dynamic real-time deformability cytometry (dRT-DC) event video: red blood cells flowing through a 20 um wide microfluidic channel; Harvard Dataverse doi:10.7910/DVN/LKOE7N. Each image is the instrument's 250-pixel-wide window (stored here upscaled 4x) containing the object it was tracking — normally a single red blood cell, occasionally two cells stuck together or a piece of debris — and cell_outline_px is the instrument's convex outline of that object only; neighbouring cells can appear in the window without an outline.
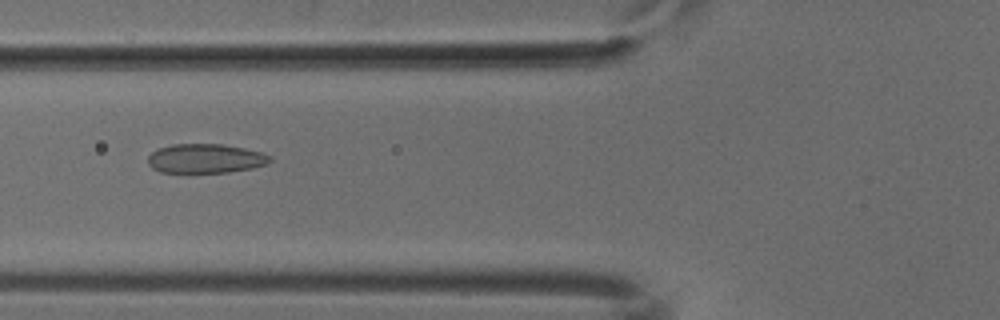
{"species": "common noctule bat (a hibernating species)", "species_latin": "Nyctalus noctula", "temperature_condition": "cold", "stored_images_in_passage": 52, "camera_frame_rate_fps": 3000, "um_per_image_px": 0.085, "animal": {"sex": "male", "body_mass_g": 18.8}, "frame": {"image": 1, "passage_image": 20, "time_ms": 6.333, "image_size_px": [1000, 320], "cell_outline_px": [[272, 160], [264, 164], [252, 168], [228, 172], [160, 172], [152, 168], [148, 164], [148, 156], [152, 152], [160, 148], [172, 144], [224, 144], [244, 148], [260, 152], [272, 156]], "centroid_in_image_um": [17.45, 13.47], "position_along_channel_um": 108.3, "area_um2": 20.69}}
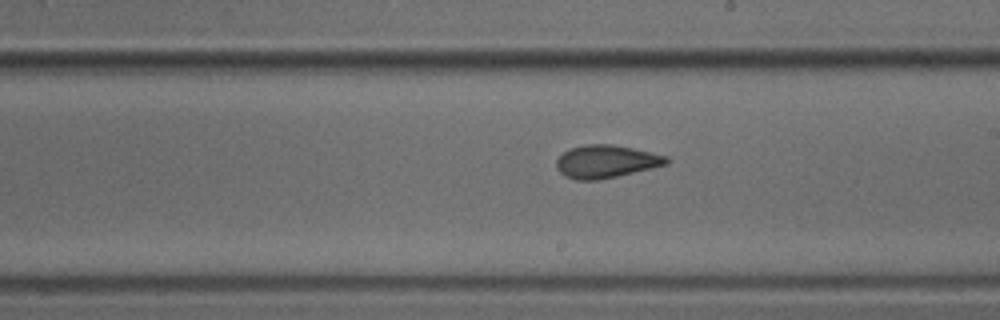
{"frame": {"image": 2, "passage_image": 30, "time_ms": 9.667, "image_size_px": [1000, 320], "cell_outline_px": [[668, 164], [652, 168], [616, 176], [596, 180], [576, 180], [564, 176], [556, 168], [556, 160], [568, 148], [584, 144], [612, 144], [632, 148], [668, 156]], "centroid_in_image_um": [51.48, 13.72], "position_along_channel_um": 237.5, "area_um2": 21.04}}
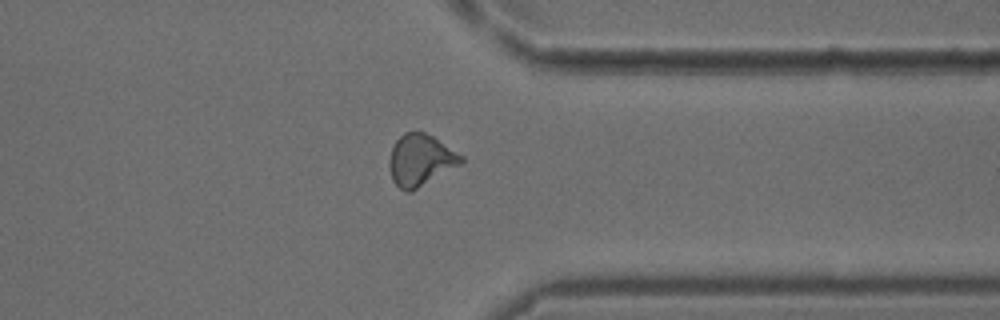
{"frame": {"image": 3, "passage_image": 41, "time_ms": 13.333, "image_size_px": [1000, 320], "cell_outline_px": [[464, 160], [460, 164], [412, 192], [404, 192], [392, 180], [388, 164], [388, 160], [392, 148], [396, 140], [404, 132], [424, 132], [432, 136], [464, 156]], "centroid_in_image_um": [35.72, 13.62], "position_along_channel_um": 375.7, "area_um2": 21.56}}